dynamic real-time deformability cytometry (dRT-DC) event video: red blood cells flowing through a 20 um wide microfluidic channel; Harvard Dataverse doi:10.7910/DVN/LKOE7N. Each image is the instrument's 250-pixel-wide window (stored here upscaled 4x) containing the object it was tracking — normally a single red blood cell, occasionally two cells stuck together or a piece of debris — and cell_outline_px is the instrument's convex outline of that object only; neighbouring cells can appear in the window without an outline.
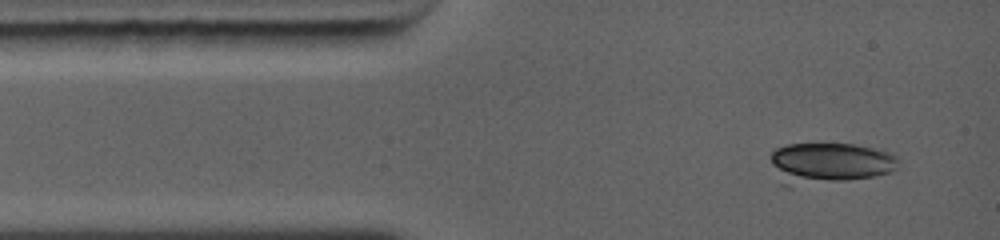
{"species": "common noctule bat (a hibernating species)", "species_latin": "Nyctalus noctula", "temperature_condition": "warm", "stored_images_in_passage": 3, "camera_frame_rate_fps": 5000, "um_per_image_px": 0.085, "animal": {"sex": "female", "body_mass_g": 19.0, "forearm_length_mm": 56.7}, "frame": {"image": 1, "passage_image": 1, "time_ms": 0.0, "image_size_px": [1000, 240], "cell_outline_px": [[896, 168], [888, 172], [876, 176], [848, 180], [828, 180], [788, 176], [772, 164], [772, 152], [776, 148], [788, 144], [856, 144], [888, 152], [896, 156]], "centroid_in_image_um": [70.76, 13.71], "position_along_channel_um": 14.2, "area_um2": 27.17}}